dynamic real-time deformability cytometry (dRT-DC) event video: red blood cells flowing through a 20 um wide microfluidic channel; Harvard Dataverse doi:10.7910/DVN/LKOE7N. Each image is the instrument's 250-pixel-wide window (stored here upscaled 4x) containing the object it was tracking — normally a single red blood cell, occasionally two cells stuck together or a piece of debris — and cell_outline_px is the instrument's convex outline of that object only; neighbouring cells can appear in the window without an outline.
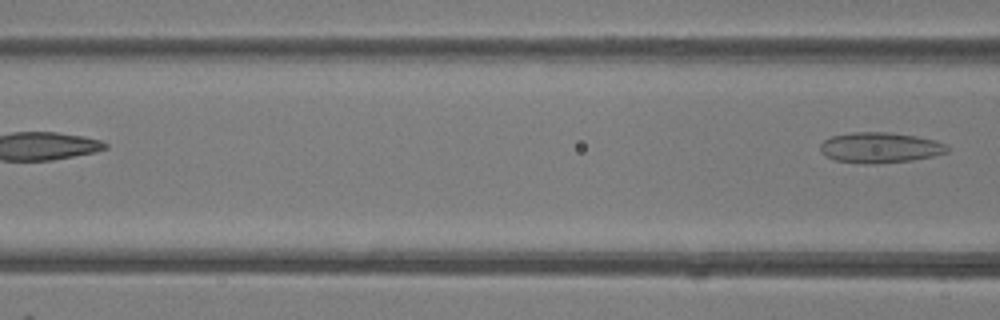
{"species": "common noctule bat (a hibernating species)", "species_latin": "Nyctalus noctula", "temperature_condition": "room temperature", "stored_images_in_passage": 4, "camera_frame_rate_fps": 3000, "um_per_image_px": 0.085, "animal": {"sex": "female"}, "frame": {"image": 1, "passage_image": 4, "time_ms": 1.0, "image_size_px": [1000, 320], "cell_outline_px": [[948, 152], [932, 156], [912, 160], [876, 164], [864, 164], [836, 160], [824, 156], [820, 152], [820, 144], [824, 140], [832, 136], [852, 132], [888, 132], [916, 136], [936, 140], [948, 144]], "centroid_in_image_um": [74.8, 12.55], "position_along_channel_um": 91.8, "area_um2": 22.77}}